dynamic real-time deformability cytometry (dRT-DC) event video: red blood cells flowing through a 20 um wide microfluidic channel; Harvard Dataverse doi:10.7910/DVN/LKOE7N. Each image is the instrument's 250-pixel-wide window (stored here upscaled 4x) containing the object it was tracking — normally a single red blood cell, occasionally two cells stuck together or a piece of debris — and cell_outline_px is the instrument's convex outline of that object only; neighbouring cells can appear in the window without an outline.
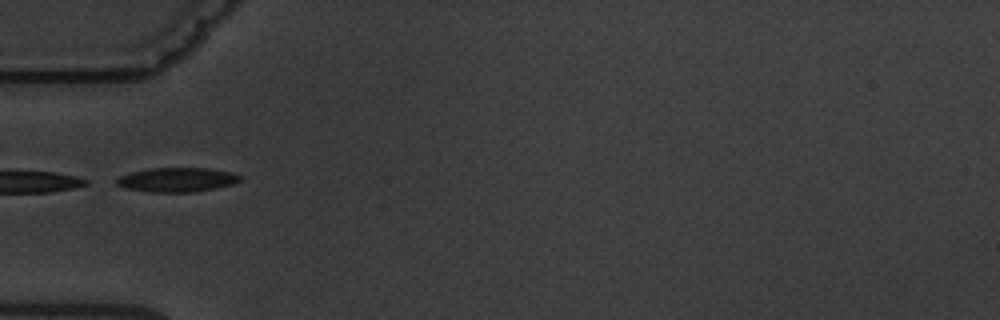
{"species": "common noctule bat (a hibernating species)", "species_latin": "Nyctalus noctula", "temperature_condition": "warm", "stored_images_in_passage": 5, "camera_frame_rate_fps": 3000, "um_per_image_px": 0.085, "animal": {"sex": "male", "body_mass_g": 19.5, "forearm_length_mm": 54.6}, "frame": {"image": 1, "passage_image": 1, "time_ms": 0.0, "image_size_px": [1000, 320], "cell_outline_px": [[244, 180], [232, 184], [216, 188], [196, 192], [152, 192], [124, 188], [116, 184], [116, 180], [120, 176], [132, 172], [152, 168], [208, 168], [232, 172], [244, 176]], "centroid_in_image_um": [15.12, 15.28], "position_along_channel_um": 69.9, "area_um2": 17.63}}
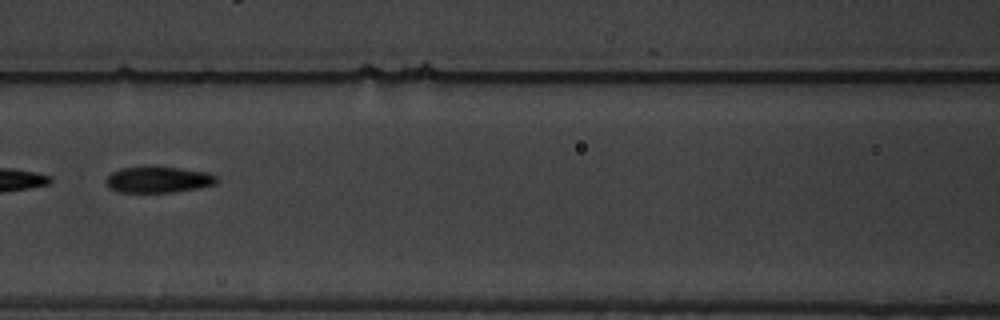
{"frame": {"image": 2, "passage_image": 3, "time_ms": 2.333, "image_size_px": [1000, 320], "cell_outline_px": [[220, 180], [216, 184], [200, 188], [172, 192], [120, 192], [108, 188], [104, 184], [104, 180], [112, 172], [120, 168], [144, 164], [156, 164], [208, 172], [216, 176]], "centroid_in_image_um": [13.43, 15.22], "position_along_channel_um": 153.2, "area_um2": 17.86}}
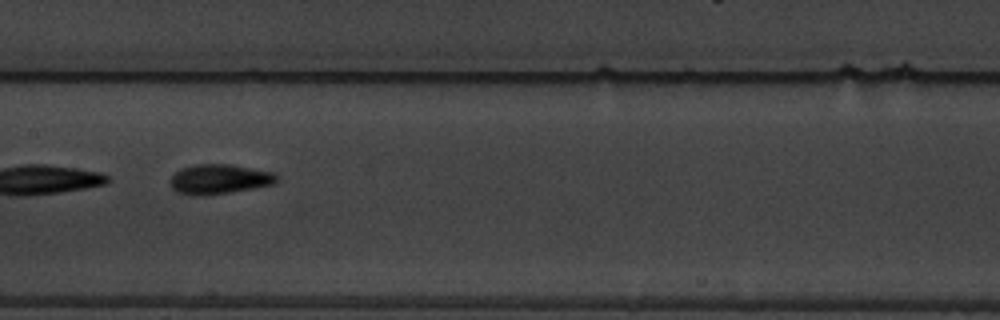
{"frame": {"image": 3, "passage_image": 4, "time_ms": 3.333, "image_size_px": [1000, 320], "cell_outline_px": [[280, 180], [276, 184], [204, 196], [192, 196], [176, 192], [172, 188], [168, 180], [180, 168], [196, 164], [228, 164], [272, 172], [280, 176]], "centroid_in_image_um": [18.62, 15.23], "position_along_channel_um": 188.8, "area_um2": 18.67}}